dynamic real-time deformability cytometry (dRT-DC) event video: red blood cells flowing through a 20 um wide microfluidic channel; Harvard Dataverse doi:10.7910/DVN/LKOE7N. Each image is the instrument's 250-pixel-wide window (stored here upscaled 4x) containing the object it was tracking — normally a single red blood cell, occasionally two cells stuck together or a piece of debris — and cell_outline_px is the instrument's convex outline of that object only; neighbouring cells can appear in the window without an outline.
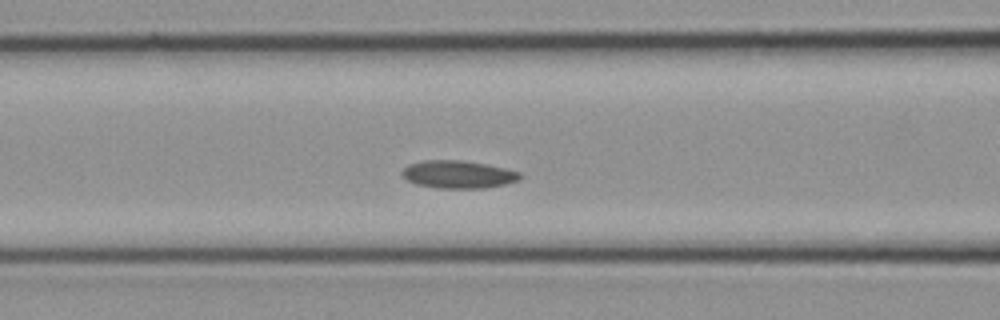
{"species": "common noctule bat (a hibernating species)", "species_latin": "Nyctalus noctula", "temperature_condition": "cold", "stored_images_in_passage": 11, "segment_of_instrument_passage": [1, 2], "camera_frame_rate_fps": 3000, "um_per_image_px": 0.085, "animal": {"sex": "female", "body_mass_g": 21.9}, "frame": {"image": 1, "passage_image": 8, "time_ms": 2.333, "image_size_px": [1000, 320], "cell_outline_px": [[524, 176], [520, 180], [504, 184], [484, 188], [436, 188], [416, 184], [408, 180], [400, 172], [408, 164], [424, 160], [460, 160], [484, 164], [504, 168], [520, 172]], "centroid_in_image_um": [38.95, 14.82], "position_along_channel_um": 127.6, "area_um2": 19.02}}
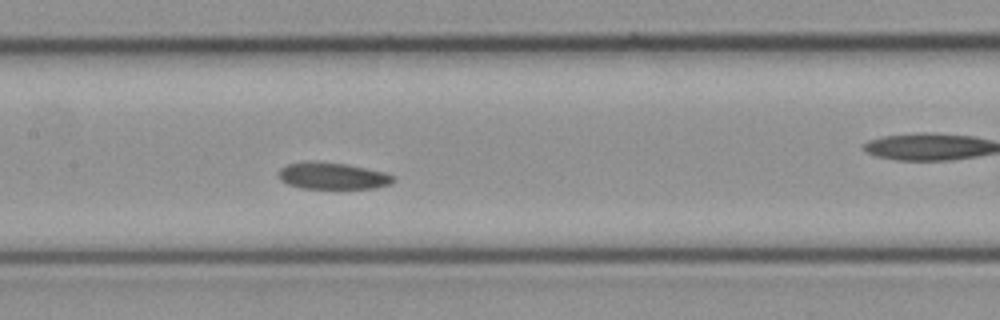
{"frame": {"image": 2, "passage_image": 10, "time_ms": 3.0, "image_size_px": [1000, 320], "cell_outline_px": [[396, 180], [392, 184], [376, 188], [300, 188], [288, 184], [280, 180], [276, 176], [280, 168], [288, 164], [304, 160], [316, 160], [348, 164], [384, 172], [396, 176]], "centroid_in_image_um": [28.25, 14.93], "position_along_channel_um": 179.1, "area_um2": 18.38}}